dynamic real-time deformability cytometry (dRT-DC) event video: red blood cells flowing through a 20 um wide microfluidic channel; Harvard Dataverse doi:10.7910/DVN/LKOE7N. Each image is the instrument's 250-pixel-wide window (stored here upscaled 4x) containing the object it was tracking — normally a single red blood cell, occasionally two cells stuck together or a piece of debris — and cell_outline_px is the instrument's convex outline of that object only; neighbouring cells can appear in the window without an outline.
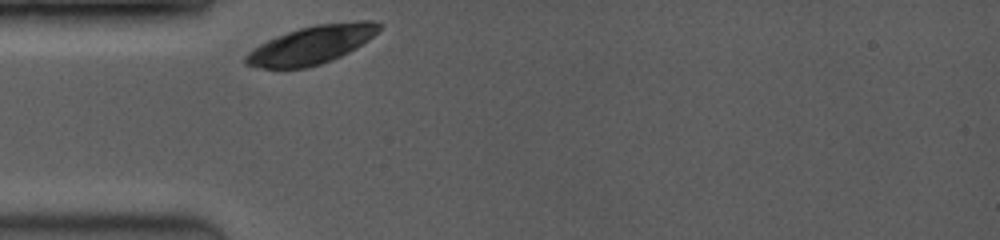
{"species": "common noctule bat (a hibernating species)", "species_latin": "Nyctalus noctula", "temperature_condition": "room temperature", "stored_images_in_passage": 19, "camera_frame_rate_fps": 3500, "um_per_image_px": 0.085, "animal": {"sex": "female", "body_mass_g": 19.0, "forearm_length_mm": 53.3}, "frame": {"image": 1, "passage_image": 1, "time_ms": 0.0, "image_size_px": [1000, 240], "cell_outline_px": [[384, 24], [368, 40], [356, 48], [332, 60], [320, 64], [304, 68], [260, 68], [244, 64], [244, 56], [252, 48], [268, 40], [288, 32], [300, 28], [316, 24], [356, 20], [372, 20]], "centroid_in_image_um": [26.49, 3.8], "position_along_channel_um": 58.5, "area_um2": 29.65}}
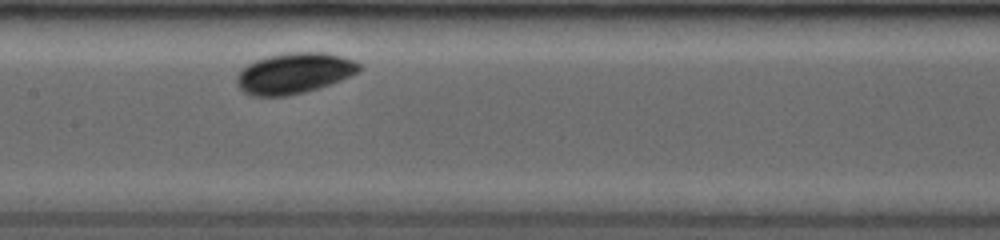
{"frame": {"image": 2, "passage_image": 11, "time_ms": 3.429, "image_size_px": [1000, 240], "cell_outline_px": [[364, 68], [340, 80], [304, 92], [284, 96], [252, 96], [244, 92], [236, 84], [236, 76], [240, 68], [256, 60], [268, 56], [284, 52], [328, 52], [356, 60]], "centroid_in_image_um": [24.98, 6.2], "position_along_channel_um": 182.4, "area_um2": 29.19}}
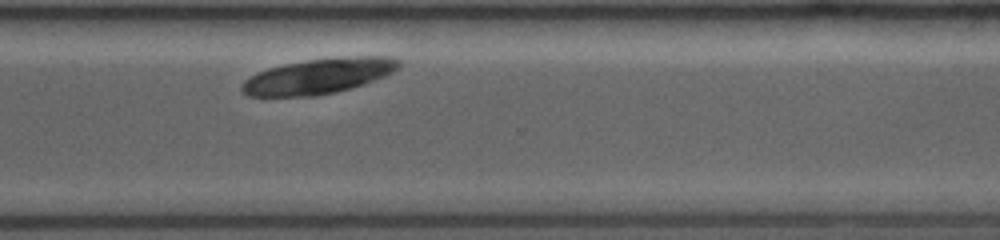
{"frame": {"image": 3, "passage_image": 19, "time_ms": 7.714, "image_size_px": [1000, 240], "cell_outline_px": [[400, 68], [384, 76], [364, 84], [336, 92], [316, 96], [248, 96], [240, 88], [244, 80], [248, 76], [256, 72], [268, 68], [284, 64], [308, 60], [356, 56], [392, 56], [400, 60]], "centroid_in_image_um": [27.08, 6.47], "position_along_channel_um": 343.5, "area_um2": 32.31}}